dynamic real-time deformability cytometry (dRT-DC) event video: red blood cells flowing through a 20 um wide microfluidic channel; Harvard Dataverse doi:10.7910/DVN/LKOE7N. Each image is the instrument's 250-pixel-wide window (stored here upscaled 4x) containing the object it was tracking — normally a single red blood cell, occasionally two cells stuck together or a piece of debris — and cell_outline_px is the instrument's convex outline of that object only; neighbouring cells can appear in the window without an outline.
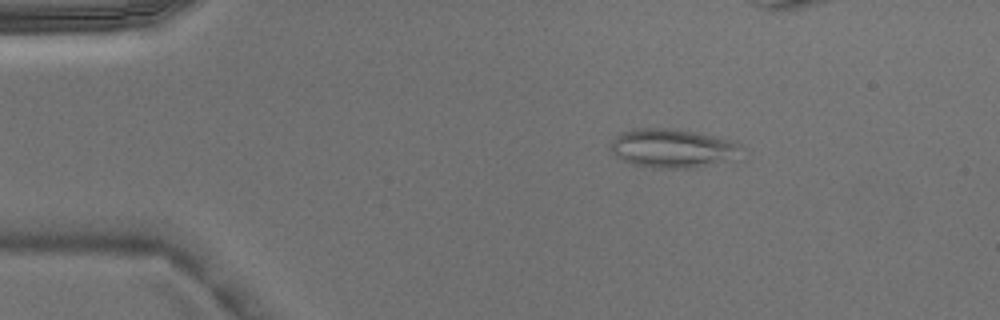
{"species": "Egyptian fruit bat (a non-hibernating species)", "species_latin": "Rousettus aegyptiacus", "temperature_condition": "warm", "stored_images_in_passage": 5, "camera_frame_rate_fps": 3000, "um_per_image_px": 0.085, "animal": {"sex": "male"}, "frame": {"image": 1, "passage_image": 2, "time_ms": 0.333, "image_size_px": [1000, 320], "cell_outline_px": [[744, 160], [692, 168], [656, 168], [632, 164], [620, 160], [612, 152], [612, 140], [620, 132], [632, 128], [672, 128], [696, 132], [736, 140], [744, 148]], "centroid_in_image_um": [57.33, 12.62], "position_along_channel_um": 27.7, "area_um2": 30.87}}